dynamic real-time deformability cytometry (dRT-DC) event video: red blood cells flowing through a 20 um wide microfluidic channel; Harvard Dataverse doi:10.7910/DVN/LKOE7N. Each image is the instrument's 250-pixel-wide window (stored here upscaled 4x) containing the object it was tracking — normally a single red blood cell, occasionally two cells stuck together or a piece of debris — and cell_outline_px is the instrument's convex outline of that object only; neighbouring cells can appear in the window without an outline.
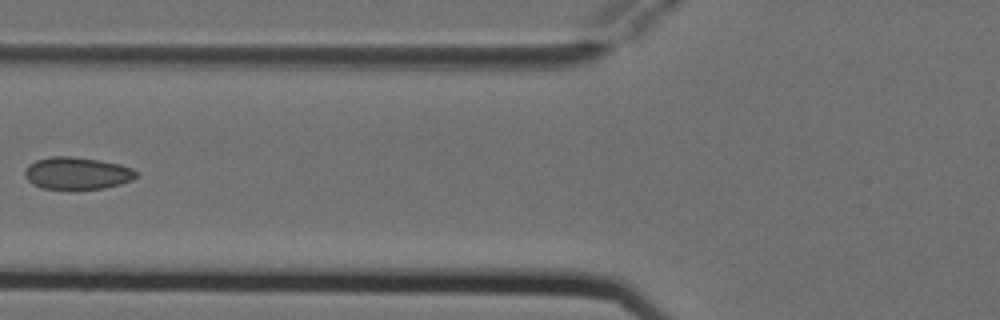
{"species": "Egyptian fruit bat (a non-hibernating species)", "species_latin": "Rousettus aegyptiacus", "temperature_condition": "cold", "stored_images_in_passage": 6, "camera_frame_rate_fps": 3000, "um_per_image_px": 0.085, "animal": {"sex": "female"}, "frame": {"image": 1, "passage_image": 5, "time_ms": 1.333, "image_size_px": [1000, 320], "cell_outline_px": [[136, 176], [132, 180], [120, 184], [104, 188], [40, 188], [32, 184], [24, 176], [24, 172], [28, 164], [36, 160], [52, 156], [72, 156], [100, 160], [120, 164], [132, 168], [136, 172]], "centroid_in_image_um": [6.53, 14.71], "position_along_channel_um": 119.3, "area_um2": 20.81}}
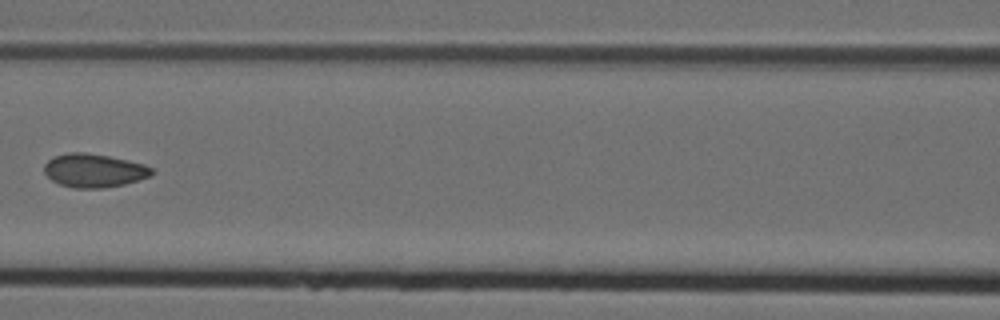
{"frame": {"image": 2, "passage_image": 6, "time_ms": 1.667, "image_size_px": [1000, 320], "cell_outline_px": [[156, 172], [152, 176], [124, 184], [104, 188], [76, 188], [60, 184], [52, 180], [44, 172], [44, 164], [52, 156], [68, 152], [84, 152], [108, 156], [128, 160], [144, 164], [152, 168]], "centroid_in_image_um": [8.0, 14.49], "position_along_channel_um": 158.6, "area_um2": 21.15}}